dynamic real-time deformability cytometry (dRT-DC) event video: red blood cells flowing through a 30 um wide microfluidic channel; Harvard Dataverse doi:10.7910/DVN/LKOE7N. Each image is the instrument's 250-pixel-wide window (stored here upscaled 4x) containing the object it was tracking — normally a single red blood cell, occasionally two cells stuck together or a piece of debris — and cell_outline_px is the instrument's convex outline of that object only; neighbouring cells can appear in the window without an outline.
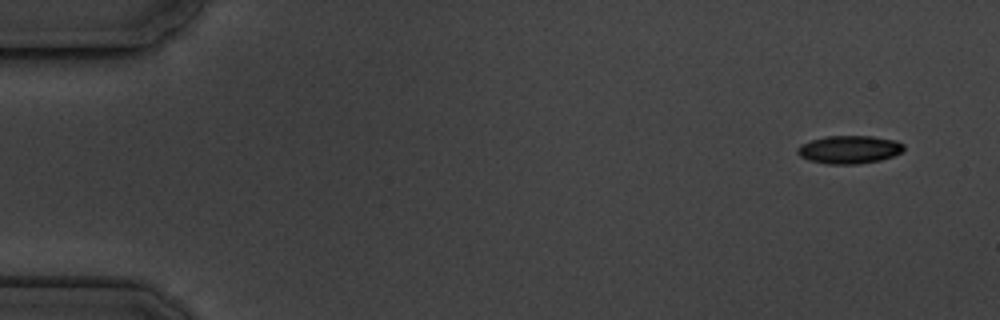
{"species": "common noctule bat (a hibernating species)", "species_latin": "Nyctalus noctula", "temperature_condition": "cold", "stored_images_in_passage": 5, "camera_frame_rate_fps": 3000, "um_per_image_px": 0.085, "animal": {"sex": "male", "body_mass_g": 19.5, "forearm_length_mm": 54.6}, "frame": {"image": 1, "passage_image": 1, "time_ms": 0.0, "image_size_px": [1000, 320], "cell_outline_px": [[904, 148], [900, 152], [892, 156], [880, 160], [856, 164], [828, 164], [808, 160], [800, 156], [796, 152], [796, 148], [800, 144], [824, 136], [872, 136], [896, 140], [904, 144]], "centroid_in_image_um": [72.15, 12.7], "position_along_channel_um": 12.8, "area_um2": 17.4}}
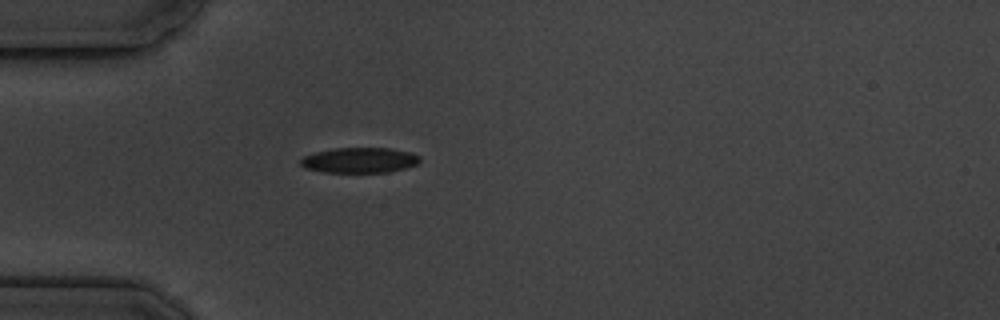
{"frame": {"image": 2, "passage_image": 5, "time_ms": 4.333, "image_size_px": [1000, 320], "cell_outline_px": [[420, 160], [416, 164], [404, 168], [388, 172], [324, 172], [304, 168], [300, 164], [300, 160], [304, 156], [316, 152], [332, 148], [392, 148], [412, 152], [420, 156]], "centroid_in_image_um": [30.56, 13.61], "position_along_channel_um": 54.4, "area_um2": 17.63}}